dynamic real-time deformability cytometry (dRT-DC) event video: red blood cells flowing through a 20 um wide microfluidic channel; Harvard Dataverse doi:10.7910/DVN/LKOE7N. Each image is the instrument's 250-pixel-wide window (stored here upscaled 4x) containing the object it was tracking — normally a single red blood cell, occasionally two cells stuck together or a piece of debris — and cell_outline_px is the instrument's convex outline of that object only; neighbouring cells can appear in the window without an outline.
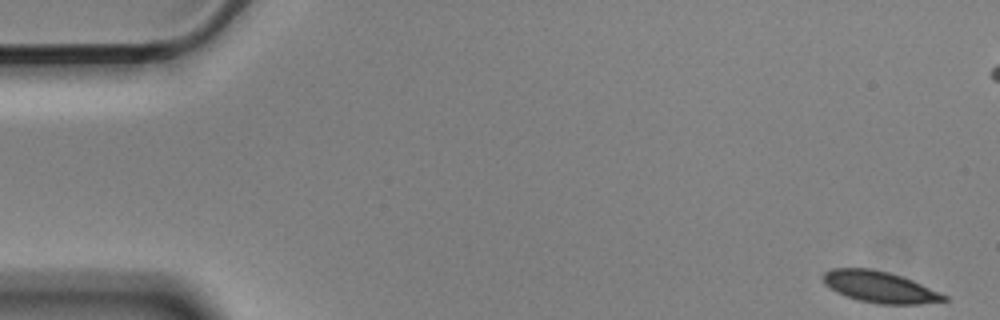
{"species": "Egyptian fruit bat (a non-hibernating species)", "species_latin": "Rousettus aegyptiacus", "temperature_condition": "cold", "stored_images_in_passage": 52, "camera_frame_rate_fps": 3000, "um_per_image_px": 0.085, "animal": {"sex": "male"}, "frame": {"image": 1, "passage_image": 1, "time_ms": 0.0, "image_size_px": [1000, 320], "cell_outline_px": [[948, 300], [920, 304], [880, 304], [860, 300], [836, 292], [824, 284], [820, 276], [824, 272], [832, 268], [872, 268], [888, 272], [912, 280], [948, 296]], "centroid_in_image_um": [74.74, 24.38], "position_along_channel_um": 10.3, "area_um2": 22.02}}
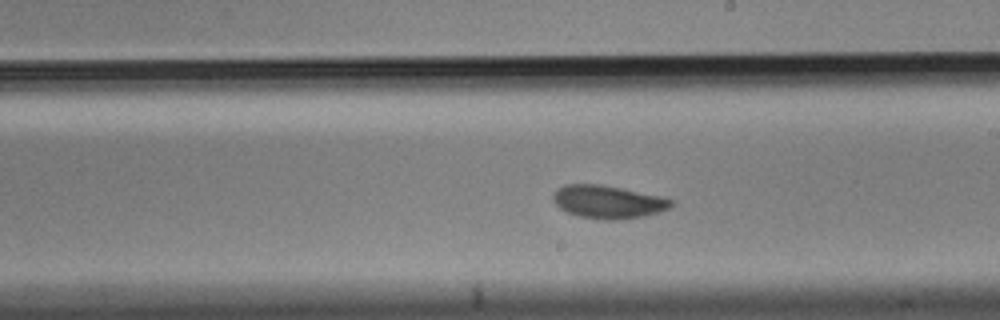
{"frame": {"image": 2, "passage_image": 31, "time_ms": 10.0, "image_size_px": [1000, 320], "cell_outline_px": [[676, 200], [668, 208], [644, 216], [616, 220], [604, 220], [580, 216], [568, 212], [560, 208], [556, 204], [552, 196], [556, 188], [564, 184], [600, 184], [620, 188]], "centroid_in_image_um": [51.64, 17.15], "position_along_channel_um": 237.4, "area_um2": 22.43}}
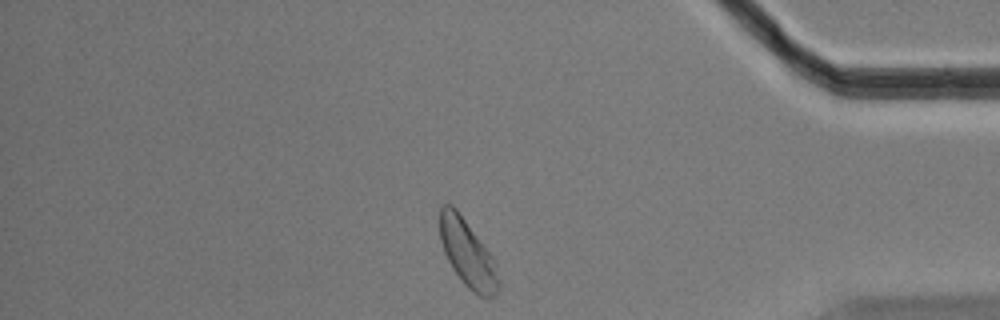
{"frame": {"image": 3, "passage_image": 47, "time_ms": 15.333, "image_size_px": [1000, 320], "cell_outline_px": [[500, 288], [488, 300], [472, 292], [464, 284], [452, 268], [444, 252], [440, 240], [440, 208], [444, 204], [452, 204], [456, 208], [496, 260], [500, 280]], "centroid_in_image_um": [39.78, 21.58], "position_along_channel_um": 395.4, "area_um2": 23.29}, "authors_computed_cell_mechanics": {"area_um2": 22.6576, "velocity_mm_per_s": 3.5392, "shape_relaxation_time_tau1_ms": 4.64, "shape_relaxation_time_tau2_ms": 4.3037, "deformation_change_tau1": 0.1137, "deformation_change_tau2": 0.0769}}